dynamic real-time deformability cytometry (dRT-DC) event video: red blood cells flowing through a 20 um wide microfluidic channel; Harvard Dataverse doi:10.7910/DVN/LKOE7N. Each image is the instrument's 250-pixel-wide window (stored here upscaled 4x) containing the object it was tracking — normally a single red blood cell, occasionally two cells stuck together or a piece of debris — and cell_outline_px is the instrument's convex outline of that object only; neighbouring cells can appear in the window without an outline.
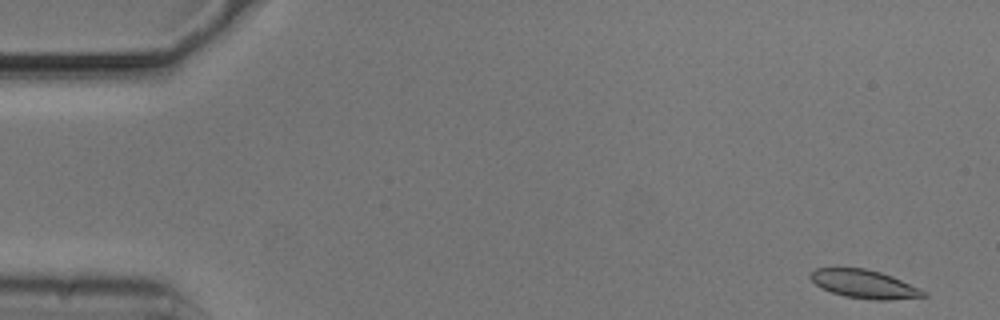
{"species": "common noctule bat (a hibernating species)", "species_latin": "Nyctalus noctula", "temperature_condition": "cold", "stored_images_in_passage": 53, "camera_frame_rate_fps": 3000, "um_per_image_px": 0.085, "animal": {"sex": "male", "body_mass_g": 20.5, "forearm_length_mm": 52.5}, "frame": {"image": 1, "passage_image": 1, "time_ms": 0.0, "image_size_px": [1000, 320], "cell_outline_px": [[928, 296], [888, 300], [872, 300], [844, 296], [820, 288], [808, 276], [816, 268], [864, 268], [880, 272], [892, 276], [920, 288], [928, 292]], "centroid_in_image_um": [73.48, 24.15], "position_along_channel_um": 11.5, "area_um2": 18.73}}
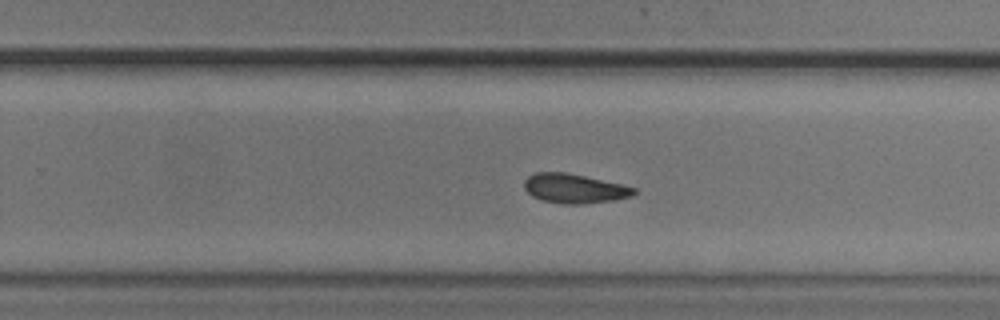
{"frame": {"image": 2, "passage_image": 33, "time_ms": 10.667, "image_size_px": [1000, 320], "cell_outline_px": [[636, 192], [632, 196], [612, 200], [584, 204], [560, 204], [544, 200], [532, 196], [524, 188], [524, 180], [528, 176], [536, 172], [564, 172], [624, 184], [636, 188]], "centroid_in_image_um": [48.83, 16.02], "position_along_channel_um": 281.0, "area_um2": 18.79}}
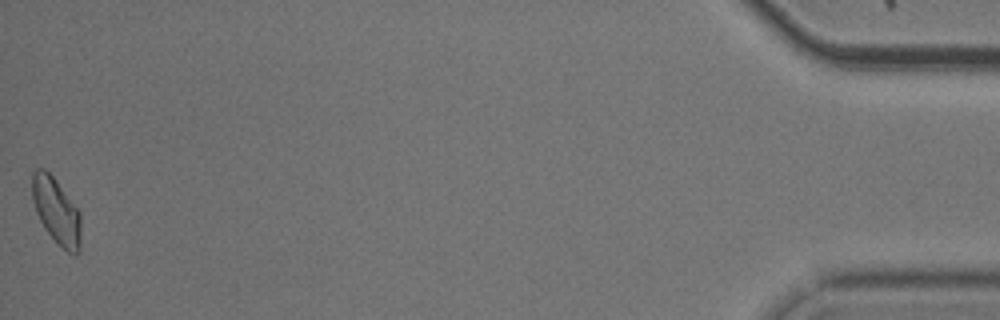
{"frame": {"image": 3, "passage_image": 53, "time_ms": 17.333, "image_size_px": [1000, 320], "cell_outline_px": [[80, 252], [76, 256], [72, 256], [44, 228], [36, 212], [32, 200], [32, 172], [36, 168], [44, 168], [56, 180], [80, 212]], "centroid_in_image_um": [4.79, 17.93], "position_along_channel_um": 430.4, "area_um2": 18.67}, "authors_computed_cell_mechanics": {"area_um2": 18.785, "velocity_mm_per_s": 3.6871, "shape_relaxation_time_tau1_ms": 8.2523, "shape_relaxation_time_tau2_ms": null, "deformation_change_tau1": 0.13, "deformation_change_tau2": null}}